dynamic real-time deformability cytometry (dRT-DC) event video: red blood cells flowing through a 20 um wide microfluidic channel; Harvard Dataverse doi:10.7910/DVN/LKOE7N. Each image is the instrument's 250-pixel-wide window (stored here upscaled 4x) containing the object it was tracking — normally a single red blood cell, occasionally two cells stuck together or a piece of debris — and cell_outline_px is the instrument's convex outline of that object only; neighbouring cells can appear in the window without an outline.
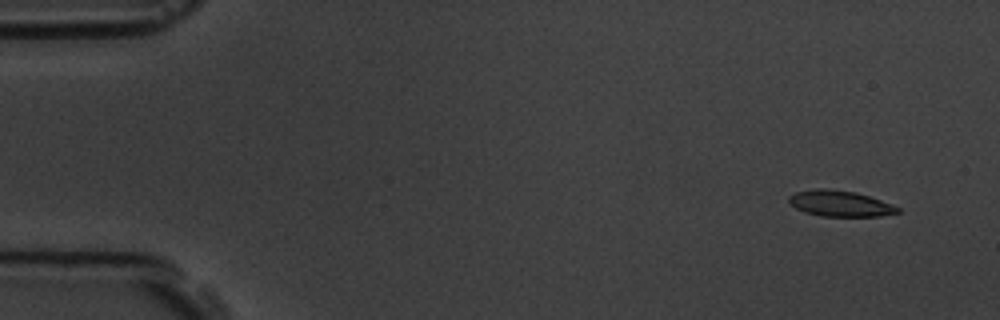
{"species": "common noctule bat (a hibernating species)", "species_latin": "Nyctalus noctula", "temperature_condition": "room temperature", "stored_images_in_passage": 4, "camera_frame_rate_fps": 3000, "um_per_image_px": 0.085, "animal": {"sex": "male", "body_mass_g": 19.5, "forearm_length_mm": 54.6}, "frame": {"image": 1, "passage_image": 1, "time_ms": 0.0, "image_size_px": [1000, 320], "cell_outline_px": [[900, 212], [880, 216], [820, 216], [804, 212], [788, 204], [788, 196], [796, 192], [816, 188], [824, 188], [856, 192], [892, 204], [900, 208]], "centroid_in_image_um": [71.36, 17.3], "position_along_channel_um": 13.6, "area_um2": 16.47}}